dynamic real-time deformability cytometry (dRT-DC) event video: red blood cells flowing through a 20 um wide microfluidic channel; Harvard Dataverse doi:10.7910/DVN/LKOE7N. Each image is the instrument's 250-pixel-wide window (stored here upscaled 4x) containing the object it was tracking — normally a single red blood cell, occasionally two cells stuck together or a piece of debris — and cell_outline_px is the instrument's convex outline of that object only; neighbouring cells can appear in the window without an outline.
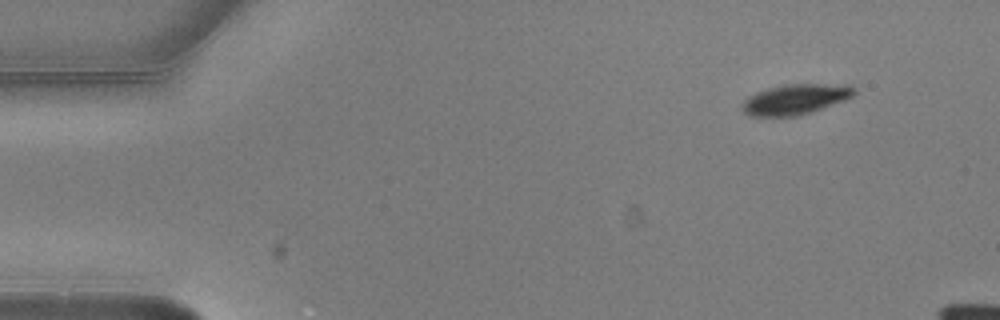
{"species": "common noctule bat (a hibernating species)", "species_latin": "Nyctalus noctula", "temperature_condition": "warm", "stored_images_in_passage": 5, "camera_frame_rate_fps": 3000, "um_per_image_px": 0.085, "animal": {"sex": "male", "body_mass_g": 20.5, "forearm_length_mm": 52.5}, "frame": {"image": 1, "passage_image": 1, "time_ms": 0.0, "image_size_px": [1000, 320], "cell_outline_px": [[856, 92], [852, 96], [844, 100], [812, 112], [800, 116], [748, 116], [740, 108], [744, 100], [748, 96], [756, 92], [768, 88], [784, 84], [852, 84], [856, 88]], "centroid_in_image_um": [67.61, 8.43], "position_along_channel_um": 17.4, "area_um2": 20.06}}
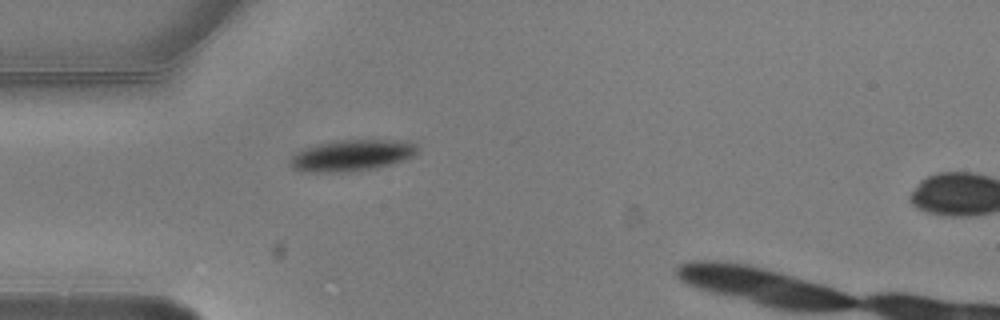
{"frame": {"image": 2, "passage_image": 4, "time_ms": 1.0, "image_size_px": [1000, 320], "cell_outline_px": [[416, 152], [412, 156], [392, 164], [376, 168], [348, 172], [308, 172], [292, 168], [288, 164], [288, 160], [296, 152], [304, 148], [316, 144], [332, 140], [408, 140], [416, 144]], "centroid_in_image_um": [29.85, 13.2], "position_along_channel_um": 55.1, "area_um2": 23.47}}